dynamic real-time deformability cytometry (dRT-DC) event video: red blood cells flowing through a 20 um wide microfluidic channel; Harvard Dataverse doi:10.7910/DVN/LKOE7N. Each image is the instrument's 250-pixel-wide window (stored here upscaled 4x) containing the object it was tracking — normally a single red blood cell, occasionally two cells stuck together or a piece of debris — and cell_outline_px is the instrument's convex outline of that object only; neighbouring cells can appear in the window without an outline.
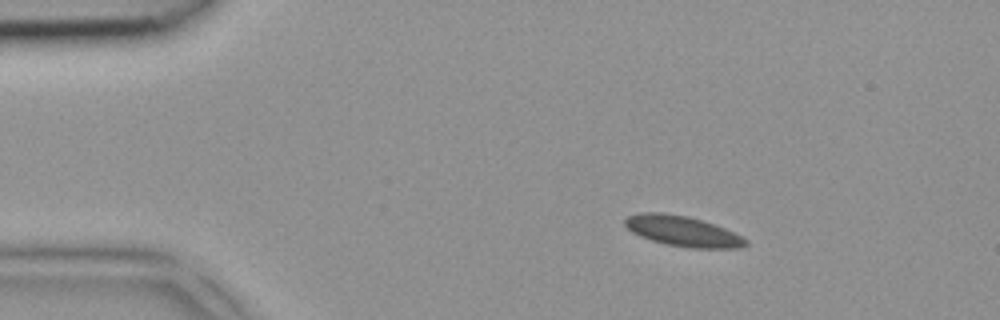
{"species": "common noctule bat (a hibernating species)", "species_latin": "Nyctalus noctula", "temperature_condition": "room temperature", "stored_images_in_passage": 4, "camera_frame_rate_fps": 3000, "um_per_image_px": 0.085, "animal": {"sex": "female", "body_mass_g": 18.4}, "frame": {"image": 1, "passage_image": 1, "time_ms": 0.0, "image_size_px": [1000, 320], "cell_outline_px": [[748, 244], [740, 248], [688, 248], [664, 244], [640, 236], [632, 232], [624, 224], [624, 220], [628, 216], [640, 212], [660, 212], [688, 216], [724, 228], [748, 240]], "centroid_in_image_um": [58.0, 19.65], "position_along_channel_um": 27.0, "area_um2": 21.27}}
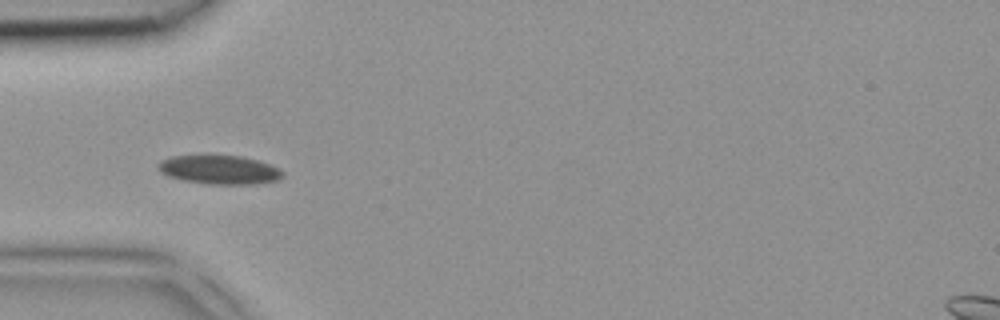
{"frame": {"image": 2, "passage_image": 3, "time_ms": 0.667, "image_size_px": [1000, 320], "cell_outline_px": [[284, 176], [280, 180], [256, 184], [208, 184], [184, 180], [168, 176], [160, 172], [156, 168], [156, 164], [160, 160], [172, 156], [240, 156], [256, 160], [280, 168], [284, 172]], "centroid_in_image_um": [18.65, 14.44], "position_along_channel_um": 66.3, "area_um2": 20.98}}